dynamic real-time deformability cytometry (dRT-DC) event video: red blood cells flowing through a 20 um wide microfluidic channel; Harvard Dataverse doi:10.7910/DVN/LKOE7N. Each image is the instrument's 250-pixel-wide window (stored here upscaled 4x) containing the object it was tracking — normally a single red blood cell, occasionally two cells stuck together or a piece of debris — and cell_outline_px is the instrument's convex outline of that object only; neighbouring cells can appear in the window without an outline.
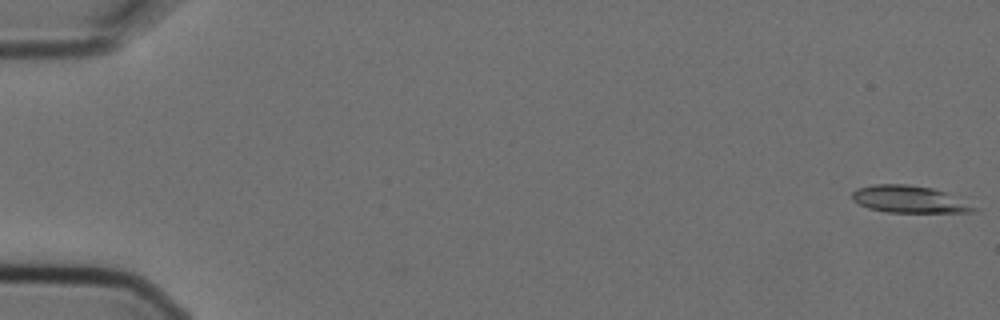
{"species": "Egyptian fruit bat (a non-hibernating species)", "species_latin": "Rousettus aegyptiacus", "temperature_condition": "cold", "stored_images_in_passage": 6, "camera_frame_rate_fps": 3000, "um_per_image_px": 0.085, "animal": {"sex": "female"}, "frame": {"image": 1, "passage_image": 1, "time_ms": 0.0, "image_size_px": [1000, 320], "cell_outline_px": [[980, 208], [972, 212], [888, 212], [868, 208], [852, 200], [852, 192], [856, 188], [872, 184], [908, 184], [932, 188], [944, 192]], "centroid_in_image_um": [77.25, 16.93], "position_along_channel_um": 7.7, "area_um2": 19.13}}